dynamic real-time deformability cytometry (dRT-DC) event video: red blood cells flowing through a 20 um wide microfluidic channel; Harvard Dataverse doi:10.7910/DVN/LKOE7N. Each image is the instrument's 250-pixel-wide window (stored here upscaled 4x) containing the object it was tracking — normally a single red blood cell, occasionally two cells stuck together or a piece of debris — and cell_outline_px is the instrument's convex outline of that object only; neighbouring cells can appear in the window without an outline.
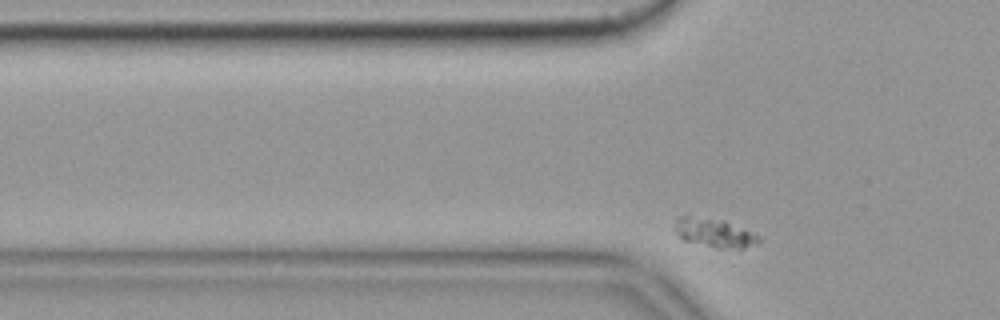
{"species": "common noctule bat (a hibernating species)", "species_latin": "Nyctalus noctula", "temperature_condition": "cold", "stored_images_in_passage": 35, "camera_frame_rate_fps": 3000, "um_per_image_px": 0.085, "animal": {"sex": "female", "body_mass_g": 19.9}, "frame": {"image": 1, "passage_image": 3, "time_ms": 0.667, "image_size_px": [1000, 320], "cell_outline_px": [[760, 244], [740, 248], [716, 248], [684, 240], [676, 232], [676, 220], [680, 216], [688, 212], [724, 220], [760, 236]], "centroid_in_image_um": [60.69, 19.74], "position_along_channel_um": 65.1, "area_um2": 14.45}}
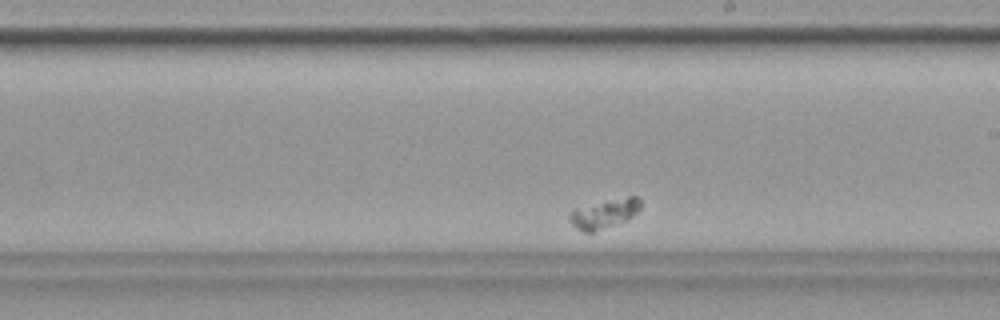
{"frame": {"image": 2, "passage_image": 21, "time_ms": 6.667, "image_size_px": [1000, 320], "cell_outline_px": [[640, 208], [632, 216], [624, 220], [592, 232], [584, 232], [576, 228], [572, 224], [568, 216], [576, 208], [628, 196], [636, 196], [640, 200]], "centroid_in_image_um": [51.36, 18.16], "position_along_channel_um": 237.6, "area_um2": 11.5}}
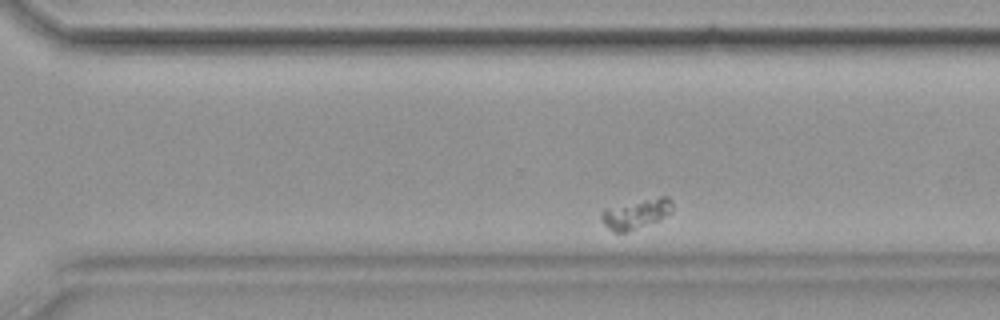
{"frame": {"image": 3, "passage_image": 29, "time_ms": 9.333, "image_size_px": [1000, 320], "cell_outline_px": [[672, 212], [660, 220], [624, 232], [616, 232], [608, 228], [600, 220], [600, 216], [604, 208], [660, 196], [668, 196], [672, 200]], "centroid_in_image_um": [54.08, 18.16], "position_along_channel_um": 316.5, "area_um2": 12.25}}